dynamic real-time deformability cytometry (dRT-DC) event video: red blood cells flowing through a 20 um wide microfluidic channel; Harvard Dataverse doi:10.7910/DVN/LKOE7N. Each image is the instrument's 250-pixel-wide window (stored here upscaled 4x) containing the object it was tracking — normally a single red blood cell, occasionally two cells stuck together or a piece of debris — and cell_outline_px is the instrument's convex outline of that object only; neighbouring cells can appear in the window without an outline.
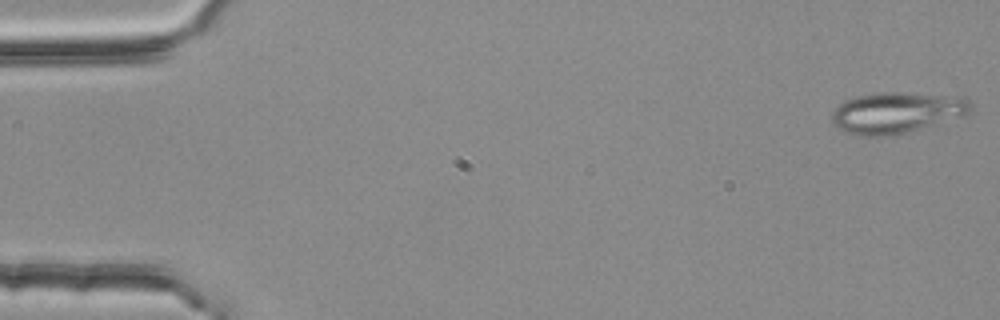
{"species": "common noctule bat (a hibernating species)", "species_latin": "Nyctalus noctula", "temperature_condition": "room temperature", "stored_images_in_passage": 55, "segment_of_instrument_passage": [1, 2], "camera_frame_rate_fps": 3000, "um_per_image_px": 0.085, "animal": {"sex": "female", "body_mass_g": 25.1}, "frame": {"image": 1, "passage_image": 1, "time_ms": 0.0, "image_size_px": [1000, 320], "cell_outline_px": [[972, 112], [960, 116], [904, 132], [884, 136], [860, 136], [844, 132], [832, 124], [832, 112], [840, 104], [848, 100], [860, 96], [880, 92], [900, 92], [964, 96], [972, 104]], "centroid_in_image_um": [76.21, 9.56], "position_along_channel_um": 8.8, "area_um2": 32.83}}
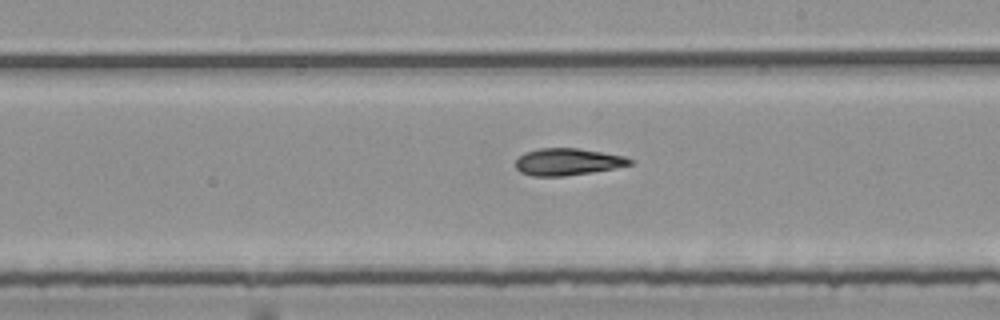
{"frame": {"image": 2, "passage_image": 31, "time_ms": 10.0, "image_size_px": [1000, 320], "cell_outline_px": [[636, 160], [632, 164], [612, 168], [564, 176], [532, 176], [520, 172], [516, 168], [516, 160], [524, 152], [540, 148], [576, 148], [624, 156]], "centroid_in_image_um": [48.22, 13.75], "position_along_channel_um": 240.8, "area_um2": 17.74}}
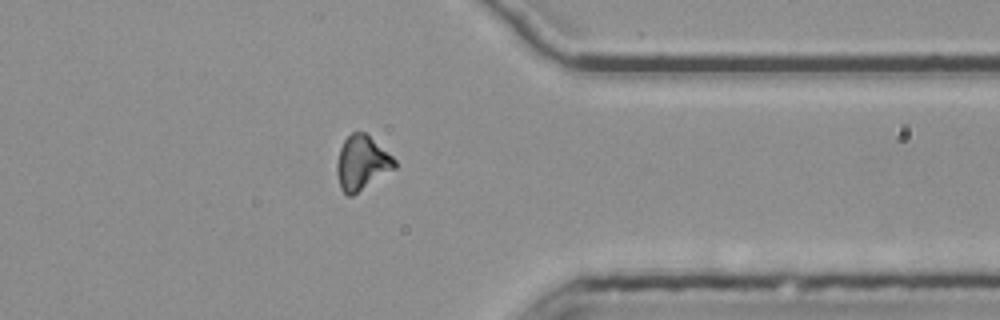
{"frame": {"image": 3, "passage_image": 43, "time_ms": 14.0, "image_size_px": [1000, 320], "cell_outline_px": [[396, 168], [352, 196], [348, 196], [340, 188], [336, 172], [336, 164], [340, 148], [344, 140], [352, 132], [364, 132], [392, 156], [396, 160]], "centroid_in_image_um": [30.74, 13.86], "position_along_channel_um": 380.7, "area_um2": 18.15}}